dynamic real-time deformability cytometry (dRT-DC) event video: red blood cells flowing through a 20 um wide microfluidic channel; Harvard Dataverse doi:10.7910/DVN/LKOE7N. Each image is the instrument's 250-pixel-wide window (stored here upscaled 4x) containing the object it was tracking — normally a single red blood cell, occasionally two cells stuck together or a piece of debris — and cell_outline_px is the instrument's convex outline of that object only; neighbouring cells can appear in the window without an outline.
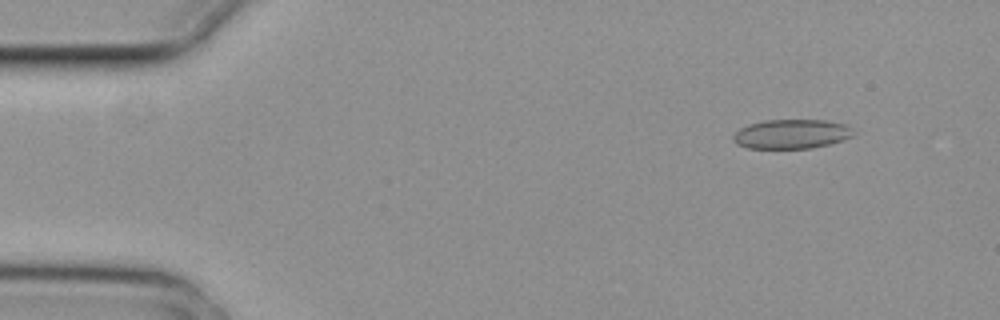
{"species": "common noctule bat (a hibernating species)", "species_latin": "Nyctalus noctula", "temperature_condition": "cold", "stored_images_in_passage": 5, "camera_frame_rate_fps": 3000, "um_per_image_px": 0.085, "animal": {"sex": "female", "body_mass_g": 29.2, "forearm_length_mm": 56.3}, "frame": {"image": 1, "passage_image": 1, "time_ms": 0.0, "image_size_px": [1000, 320], "cell_outline_px": [[852, 136], [844, 140], [812, 148], [748, 148], [736, 144], [732, 140], [732, 136], [740, 128], [748, 124], [764, 120], [828, 120], [844, 124], [848, 128]], "centroid_in_image_um": [67.21, 11.39], "position_along_channel_um": 17.8, "area_um2": 20.4}}
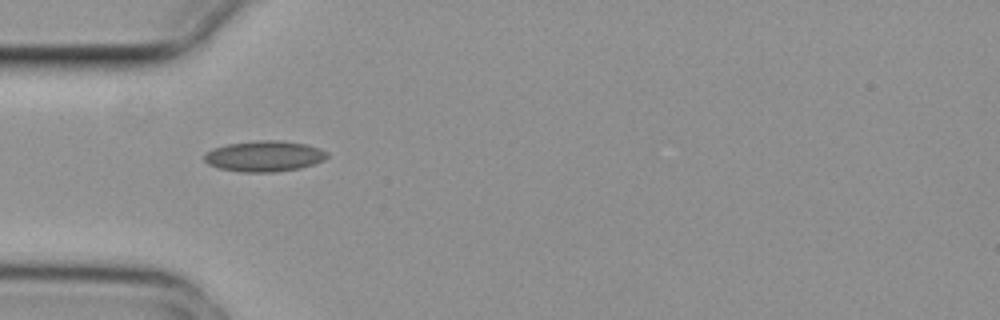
{"frame": {"image": 2, "passage_image": 4, "time_ms": 1.0, "image_size_px": [1000, 320], "cell_outline_px": [[328, 156], [324, 160], [300, 168], [276, 172], [240, 172], [220, 168], [208, 164], [204, 160], [204, 156], [212, 148], [228, 144], [256, 140], [280, 140], [304, 144], [320, 148], [328, 152]], "centroid_in_image_um": [22.47, 13.27], "position_along_channel_um": 62.5, "area_um2": 22.02}}
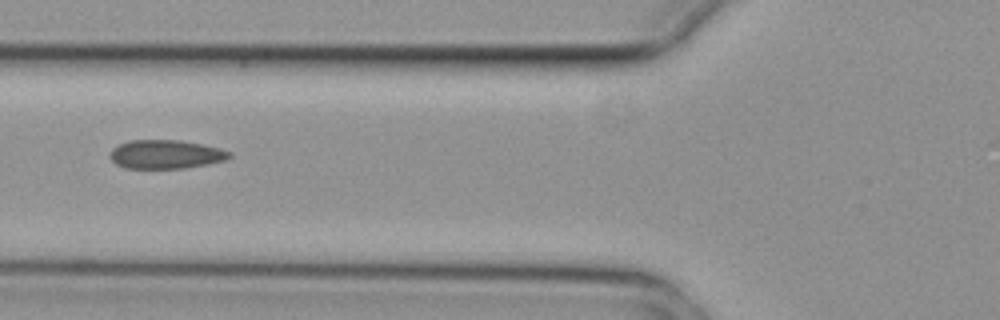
{"frame": {"image": 3, "passage_image": 5, "time_ms": 1.333, "image_size_px": [1000, 320], "cell_outline_px": [[232, 156], [224, 160], [208, 164], [184, 168], [124, 168], [116, 164], [112, 160], [112, 148], [128, 140], [180, 140], [220, 148], [232, 152]], "centroid_in_image_um": [14.11, 13.11], "position_along_channel_um": 111.7, "area_um2": 19.88}}